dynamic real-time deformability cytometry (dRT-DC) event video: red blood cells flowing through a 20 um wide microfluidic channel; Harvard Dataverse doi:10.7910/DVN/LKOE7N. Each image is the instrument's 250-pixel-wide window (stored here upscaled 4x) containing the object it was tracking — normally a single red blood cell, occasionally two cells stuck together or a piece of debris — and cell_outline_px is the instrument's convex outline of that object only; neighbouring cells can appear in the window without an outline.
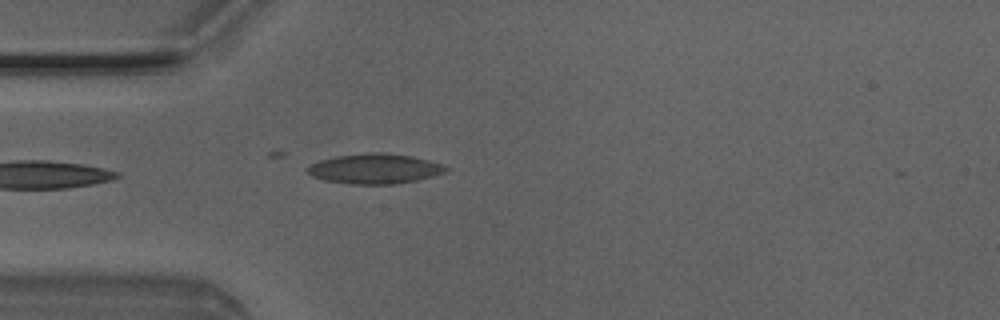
{"species": "Egyptian fruit bat (a non-hibernating species)", "species_latin": "Rousettus aegyptiacus", "temperature_condition": "room temperature", "stored_images_in_passage": 3, "camera_frame_rate_fps": 3000, "um_per_image_px": 0.085, "animal": {"sex": "male"}, "frame": {"image": 1, "passage_image": 3, "time_ms": 0.667, "image_size_px": [1000, 320], "cell_outline_px": [[448, 168], [444, 172], [432, 176], [416, 180], [396, 184], [352, 184], [324, 180], [312, 176], [304, 168], [320, 160], [336, 156], [368, 152], [384, 152], [412, 156], [444, 164]], "centroid_in_image_um": [31.84, 14.33], "position_along_channel_um": 53.2, "area_um2": 24.22}}